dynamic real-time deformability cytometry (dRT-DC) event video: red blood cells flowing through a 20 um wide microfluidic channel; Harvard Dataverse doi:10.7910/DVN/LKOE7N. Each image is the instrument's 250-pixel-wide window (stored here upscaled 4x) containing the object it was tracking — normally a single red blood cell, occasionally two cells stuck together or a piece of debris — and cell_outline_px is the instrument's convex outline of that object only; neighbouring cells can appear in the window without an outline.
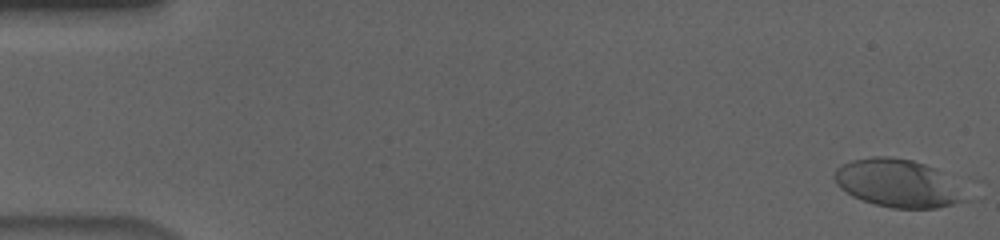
{"species": "human", "species_latin": "Homo sapiens", "temperature_condition": "cold", "stored_images_in_passage": 57, "camera_frame_rate_fps": 3000, "um_per_image_px": 0.085, "donor": {"sex": "male"}, "frame": {"image": 1, "passage_image": 2, "time_ms": 0.333, "image_size_px": [1000, 240], "cell_outline_px": [[972, 200], [936, 208], [892, 208], [876, 204], [852, 196], [840, 188], [836, 184], [832, 176], [836, 168], [852, 160], [872, 156], [888, 156], [912, 160], [936, 168]], "centroid_in_image_um": [76.29, 15.58], "position_along_channel_um": 8.7, "area_um2": 36.41}}
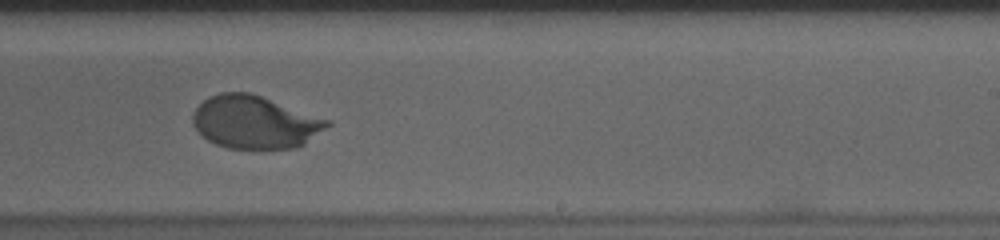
{"frame": {"image": 2, "passage_image": 36, "time_ms": 11.667, "image_size_px": [1000, 240], "cell_outline_px": [[332, 124], [304, 144], [296, 148], [228, 148], [216, 144], [208, 140], [192, 124], [192, 112], [208, 96], [220, 92], [252, 92], [332, 120]], "centroid_in_image_um": [21.69, 10.36], "position_along_channel_um": 267.3, "area_um2": 41.67}}
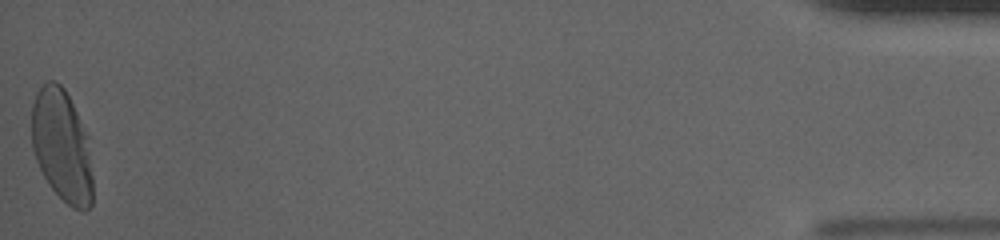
{"frame": {"image": 3, "passage_image": 57, "time_ms": 18.667, "image_size_px": [1000, 240], "cell_outline_px": [[92, 204], [84, 212], [80, 212], [72, 208], [48, 184], [36, 160], [32, 148], [32, 104], [36, 92], [48, 80], [56, 80], [64, 88], [88, 136], [92, 176]], "centroid_in_image_um": [5.26, 12.41], "position_along_channel_um": 429.9, "area_um2": 39.94}, "authors_computed_cell_mechanics": {"area_um2": 39.9398, "velocity_mm_per_s": 3.6457, "shape_relaxation_time_tau1_ms": 3.5484, "shape_relaxation_time_tau2_ms": null, "deformation_change_tau1": 0.1879, "deformation_change_tau2": null}}